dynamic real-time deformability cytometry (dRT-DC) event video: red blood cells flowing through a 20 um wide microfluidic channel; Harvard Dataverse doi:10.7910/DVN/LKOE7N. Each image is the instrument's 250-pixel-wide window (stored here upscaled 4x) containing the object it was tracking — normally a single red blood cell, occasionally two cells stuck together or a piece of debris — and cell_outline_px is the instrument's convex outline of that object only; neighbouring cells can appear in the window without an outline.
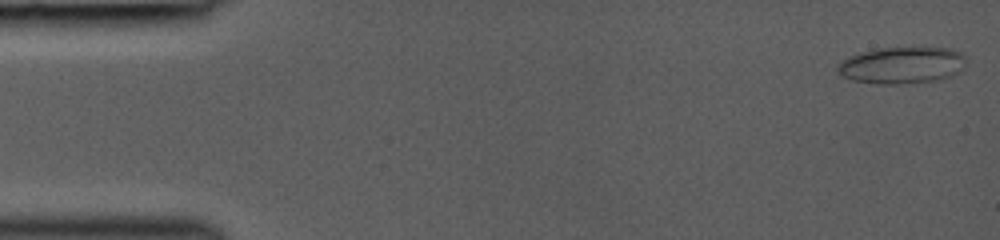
{"species": "common noctule bat (a hibernating species)", "species_latin": "Nyctalus noctula", "temperature_condition": "room temperature", "stored_images_in_passage": 37, "camera_frame_rate_fps": 3000, "um_per_image_px": 0.085, "animal": {"sex": "female", "body_mass_g": 19.0, "forearm_length_mm": 53.3}, "frame": {"image": 1, "passage_image": 1, "time_ms": 0.0, "image_size_px": [1000, 240], "cell_outline_px": [[964, 64], [960, 72], [936, 80], [896, 84], [880, 84], [852, 80], [844, 76], [836, 68], [836, 64], [848, 56], [860, 52], [880, 48], [920, 44], [948, 48], [960, 52], [964, 56]], "centroid_in_image_um": [76.66, 5.48], "position_along_channel_um": 8.3, "area_um2": 28.21}}
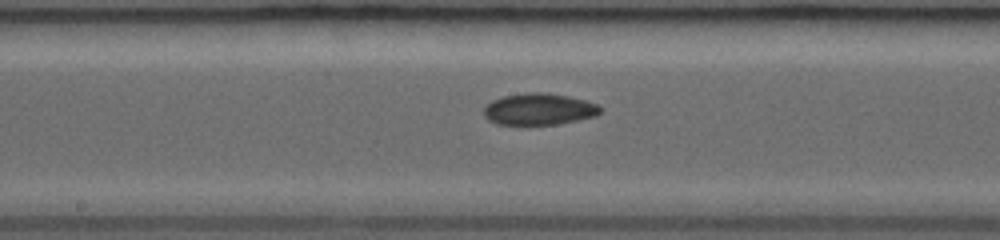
{"frame": {"image": 2, "passage_image": 20, "time_ms": 7.667, "image_size_px": [1000, 240], "cell_outline_px": [[604, 108], [596, 116], [556, 124], [496, 124], [488, 120], [484, 116], [484, 108], [492, 100], [504, 96], [528, 92], [544, 92], [568, 96], [584, 100], [596, 104]], "centroid_in_image_um": [45.81, 9.27], "position_along_channel_um": 202.4, "area_um2": 21.33}}
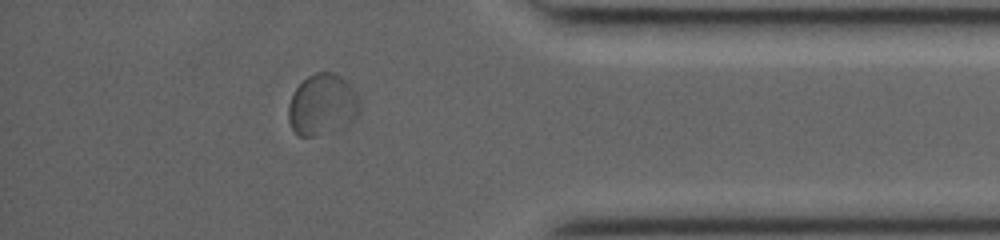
{"frame": {"image": 3, "passage_image": 33, "time_ms": 12.667, "image_size_px": [1000, 240], "cell_outline_px": [[360, 108], [356, 116], [344, 128], [316, 136], [300, 136], [292, 128], [288, 120], [288, 104], [296, 88], [308, 76], [316, 72], [332, 72], [340, 76], [356, 92], [360, 100]], "centroid_in_image_um": [27.4, 8.92], "position_along_channel_um": 407.8, "area_um2": 25.43}}